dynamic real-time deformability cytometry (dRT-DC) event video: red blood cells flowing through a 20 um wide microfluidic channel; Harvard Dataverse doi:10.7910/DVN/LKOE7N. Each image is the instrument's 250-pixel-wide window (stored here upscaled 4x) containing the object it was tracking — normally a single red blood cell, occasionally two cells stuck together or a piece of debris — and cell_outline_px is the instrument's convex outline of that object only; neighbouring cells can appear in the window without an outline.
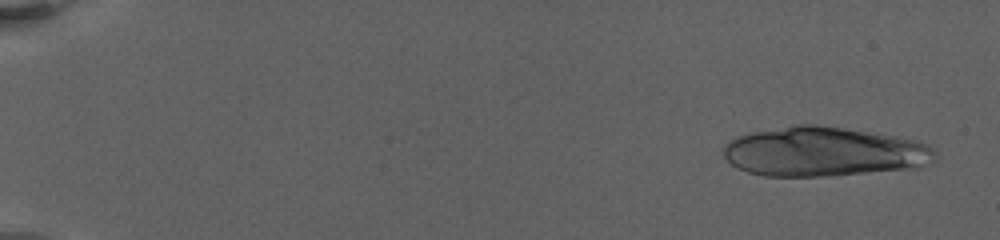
{"species": "human", "species_latin": "Homo sapiens", "temperature_condition": "warm", "stored_images_in_passage": 13, "camera_frame_rate_fps": 3000, "um_per_image_px": 0.085, "donor": {"sex": "female"}, "frame": {"image": 1, "passage_image": 2, "time_ms": 0.333, "image_size_px": [1000, 240], "cell_outline_px": [[936, 160], [920, 168], [820, 176], [764, 176], [748, 172], [736, 168], [724, 156], [724, 144], [728, 140], [736, 136], [752, 132], [796, 124], [816, 124], [896, 136], [916, 140], [932, 148], [936, 152]], "centroid_in_image_um": [70.01, 12.89], "position_along_channel_um": 15.0, "area_um2": 61.09}}